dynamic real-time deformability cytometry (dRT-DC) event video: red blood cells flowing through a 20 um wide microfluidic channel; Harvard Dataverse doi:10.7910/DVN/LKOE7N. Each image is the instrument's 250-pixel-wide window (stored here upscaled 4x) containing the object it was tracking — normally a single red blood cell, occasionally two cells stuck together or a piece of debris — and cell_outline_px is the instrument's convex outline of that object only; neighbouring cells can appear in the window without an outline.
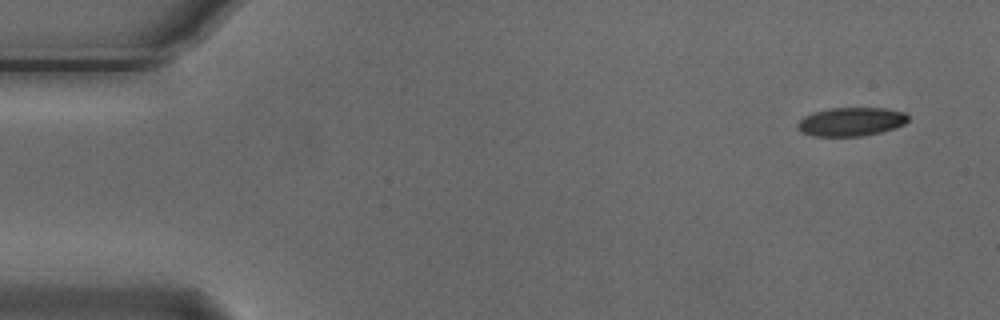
{"species": "Egyptian fruit bat (a non-hibernating species)", "species_latin": "Rousettus aegyptiacus", "temperature_condition": "cold", "stored_images_in_passage": 7, "camera_frame_rate_fps": 3000, "um_per_image_px": 0.085, "animal": {"sex": "male"}, "frame": {"image": 1, "passage_image": 1, "time_ms": 0.0, "image_size_px": [1000, 320], "cell_outline_px": [[908, 120], [904, 124], [896, 128], [880, 132], [860, 136], [812, 136], [800, 132], [796, 128], [796, 124], [804, 116], [816, 112], [832, 108], [884, 108], [904, 112], [908, 116]], "centroid_in_image_um": [72.32, 10.35], "position_along_channel_um": 12.7, "area_um2": 18.44}}
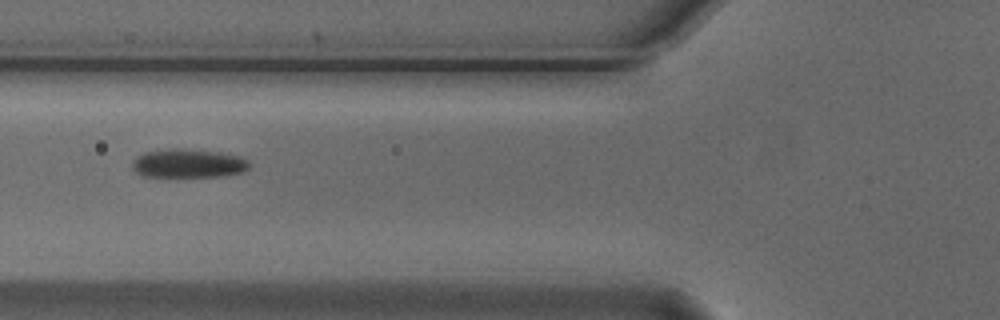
{"frame": {"image": 2, "passage_image": 6, "time_ms": 1.667, "image_size_px": [1000, 320], "cell_outline_px": [[252, 164], [244, 172], [224, 176], [144, 176], [136, 172], [132, 168], [132, 160], [136, 156], [144, 152], [168, 148], [184, 148], [220, 152], [240, 156], [248, 160]], "centroid_in_image_um": [16.02, 13.87], "position_along_channel_um": 109.8, "area_um2": 19.88}}
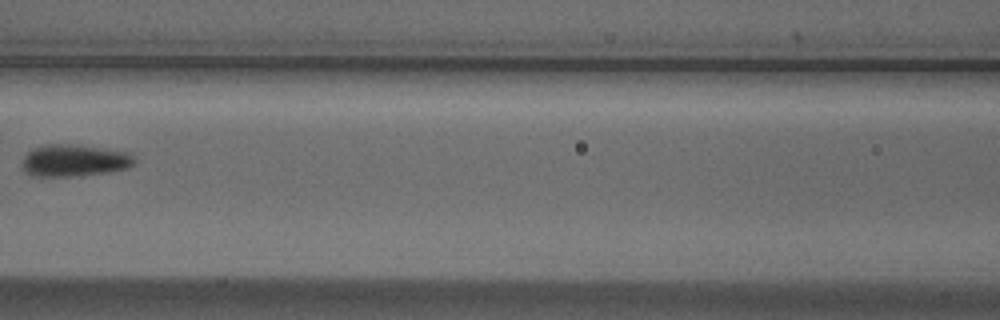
{"frame": {"image": 3, "passage_image": 7, "time_ms": 2.0, "image_size_px": [1000, 320], "cell_outline_px": [[136, 160], [128, 168], [104, 172], [72, 176], [36, 176], [28, 172], [24, 168], [24, 156], [32, 148], [44, 144], [76, 144], [132, 152]], "centroid_in_image_um": [6.36, 13.61], "position_along_channel_um": 160.2, "area_um2": 20.81}}